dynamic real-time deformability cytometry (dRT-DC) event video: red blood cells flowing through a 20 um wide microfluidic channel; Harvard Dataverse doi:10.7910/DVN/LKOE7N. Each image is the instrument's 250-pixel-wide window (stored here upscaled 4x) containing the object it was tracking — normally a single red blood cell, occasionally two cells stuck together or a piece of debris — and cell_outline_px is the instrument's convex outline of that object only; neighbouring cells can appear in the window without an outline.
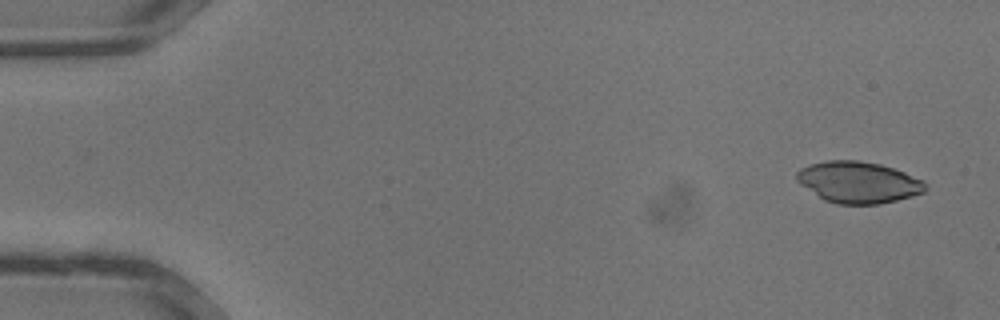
{"species": "common noctule bat (a hibernating species)", "species_latin": "Nyctalus noctula", "temperature_condition": "warm", "stored_images_in_passage": 13, "camera_frame_rate_fps": 3000, "um_per_image_px": 0.085, "animal": {"sex": "male", "body_mass_g": 13.3}, "frame": {"image": 1, "passage_image": 2, "time_ms": 0.333, "image_size_px": [1000, 320], "cell_outline_px": [[924, 192], [912, 196], [880, 204], [836, 204], [824, 200], [800, 184], [796, 180], [796, 172], [800, 168], [812, 164], [828, 160], [856, 160], [880, 164], [904, 172], [924, 180]], "centroid_in_image_um": [72.93, 15.49], "position_along_channel_um": 12.1, "area_um2": 30.92}}
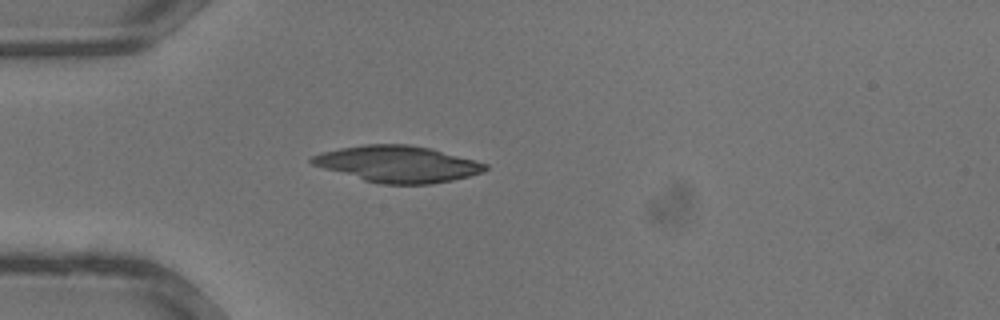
{"frame": {"image": 2, "passage_image": 10, "time_ms": 3.0, "image_size_px": [1000, 320], "cell_outline_px": [[488, 168], [480, 172], [468, 176], [452, 180], [432, 184], [380, 184], [364, 180], [324, 168], [312, 164], [308, 160], [312, 156], [320, 152], [340, 148], [364, 144], [408, 144], [432, 148], [488, 164]], "centroid_in_image_um": [33.79, 13.93], "position_along_channel_um": 51.2, "area_um2": 36.65}}
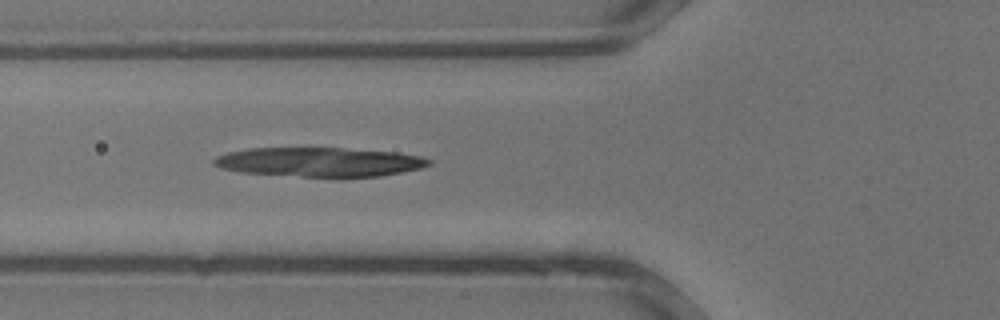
{"frame": {"image": 3, "passage_image": 13, "time_ms": 4.0, "image_size_px": [1000, 320], "cell_outline_px": [[432, 164], [420, 168], [380, 176], [336, 180], [240, 172], [220, 168], [212, 164], [212, 160], [216, 156], [228, 152], [248, 148], [344, 148], [396, 152], [420, 156], [432, 160]], "centroid_in_image_um": [27.15, 13.81], "position_along_channel_um": 98.7, "area_um2": 37.92}}